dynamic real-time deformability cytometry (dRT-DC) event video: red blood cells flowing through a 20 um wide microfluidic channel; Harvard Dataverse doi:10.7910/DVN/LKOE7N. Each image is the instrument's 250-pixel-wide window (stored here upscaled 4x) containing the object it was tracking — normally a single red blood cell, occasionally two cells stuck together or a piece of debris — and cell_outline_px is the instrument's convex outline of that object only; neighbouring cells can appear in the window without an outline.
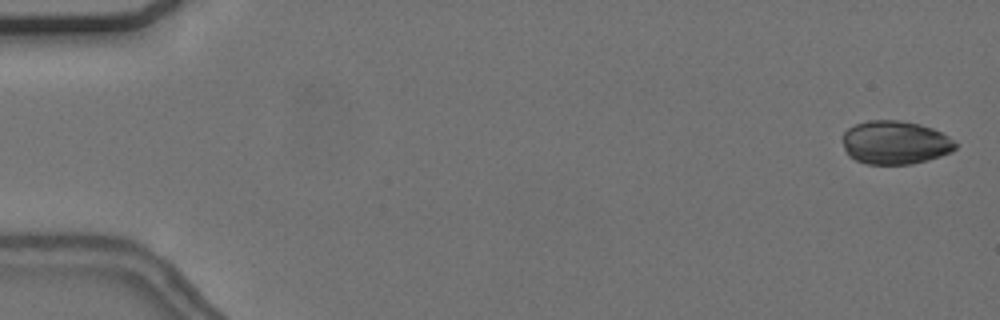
{"species": "common noctule bat (a hibernating species)", "species_latin": "Nyctalus noctula", "temperature_condition": "cold", "stored_images_in_passage": 56, "camera_frame_rate_fps": 3000, "um_per_image_px": 0.085, "animal": {"sex": "female", "body_mass_g": 24.6, "forearm_length_mm": 56.2}, "frame": {"image": 1, "passage_image": 2, "time_ms": 0.333, "image_size_px": [1000, 320], "cell_outline_px": [[956, 148], [952, 152], [928, 160], [912, 164], [868, 164], [856, 160], [848, 156], [844, 148], [844, 132], [848, 128], [856, 124], [868, 120], [900, 120], [920, 124], [932, 128], [948, 136], [956, 144]], "centroid_in_image_um": [76.09, 12.12], "position_along_channel_um": 8.9, "area_um2": 28.55}}
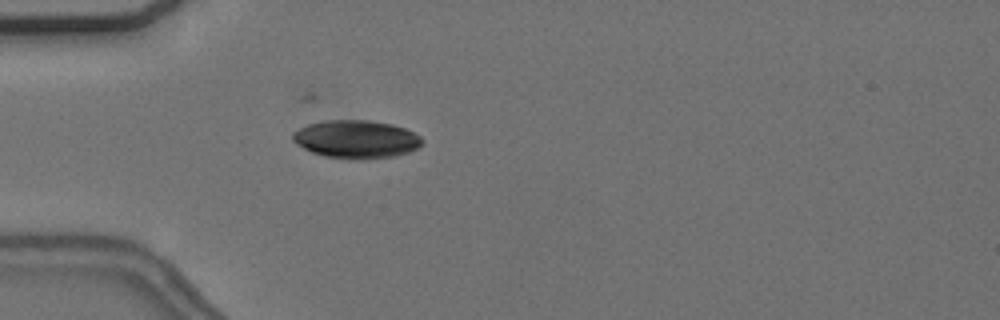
{"frame": {"image": 2, "passage_image": 17, "time_ms": 5.333, "image_size_px": [1000, 320], "cell_outline_px": [[424, 144], [408, 152], [396, 156], [360, 160], [324, 156], [312, 152], [296, 144], [292, 140], [292, 132], [308, 124], [324, 120], [368, 120], [392, 124], [404, 128], [420, 136], [424, 140]], "centroid_in_image_um": [30.28, 11.84], "position_along_channel_um": 54.7, "area_um2": 28.84}}
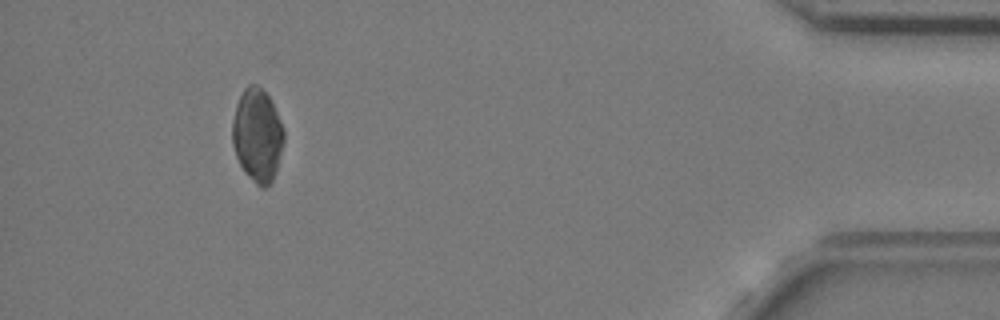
{"frame": {"image": 3, "passage_image": 52, "time_ms": 17.0, "image_size_px": [1000, 320], "cell_outline_px": [[284, 140], [276, 172], [272, 180], [264, 188], [260, 188], [244, 172], [236, 156], [232, 144], [232, 120], [236, 104], [244, 88], [248, 84], [256, 84], [268, 96], [284, 128]], "centroid_in_image_um": [21.86, 11.51], "position_along_channel_um": 413.3, "area_um2": 27.92}, "authors_computed_cell_mechanics": {"area_um2": 29.1312, "velocity_mm_per_s": 3.6792, "shape_relaxation_time_tau1_ms": 3.3282, "shape_relaxation_time_tau2_ms": null, "deformation_change_tau1": 0.0885, "deformation_change_tau2": null}}